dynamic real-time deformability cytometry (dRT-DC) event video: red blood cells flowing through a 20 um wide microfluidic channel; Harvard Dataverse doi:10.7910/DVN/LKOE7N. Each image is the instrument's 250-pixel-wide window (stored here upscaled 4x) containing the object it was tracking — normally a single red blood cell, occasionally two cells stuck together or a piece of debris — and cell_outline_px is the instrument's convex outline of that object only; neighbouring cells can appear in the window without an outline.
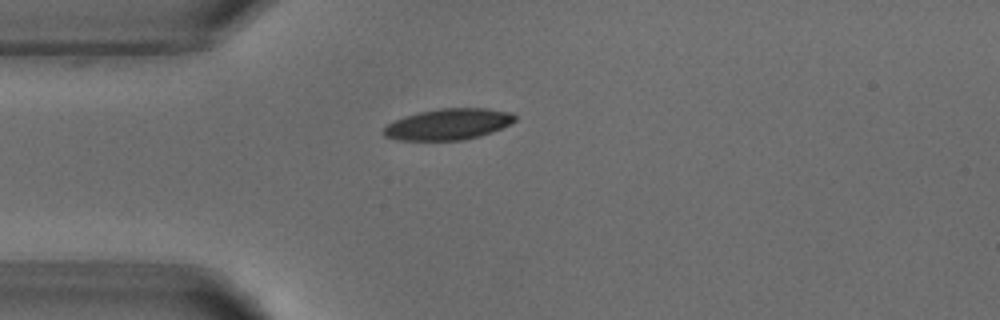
{"species": "common noctule bat (a hibernating species)", "species_latin": "Nyctalus noctula", "temperature_condition": "warm", "stored_images_in_passage": 5, "camera_frame_rate_fps": 3000, "um_per_image_px": 0.085, "animal": {"sex": "male", "body_mass_g": 18.8}, "frame": {"image": 1, "passage_image": 5, "time_ms": 5.667, "image_size_px": [1000, 320], "cell_outline_px": [[516, 120], [512, 124], [492, 132], [480, 136], [464, 140], [400, 140], [384, 136], [384, 128], [388, 124], [404, 116], [416, 112], [440, 108], [488, 108], [512, 112], [516, 116]], "centroid_in_image_um": [38.16, 10.55], "position_along_channel_um": 46.8, "area_um2": 23.99}}